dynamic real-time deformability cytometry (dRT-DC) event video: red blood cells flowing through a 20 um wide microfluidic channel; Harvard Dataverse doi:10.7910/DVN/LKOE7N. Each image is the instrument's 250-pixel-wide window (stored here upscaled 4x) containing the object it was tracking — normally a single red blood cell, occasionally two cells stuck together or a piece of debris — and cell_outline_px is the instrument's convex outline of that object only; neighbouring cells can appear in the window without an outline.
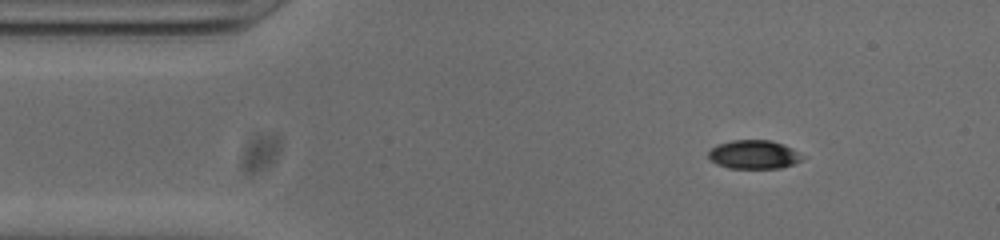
{"species": "common noctule bat (a hibernating species)", "species_latin": "Nyctalus noctula", "temperature_condition": "cold", "stored_images_in_passage": 47, "camera_frame_rate_fps": 3000, "um_per_image_px": 0.085, "animal": {"sex": "male", "body_mass_g": 20.0, "forearm_length_mm": 53.3}, "frame": {"image": 1, "passage_image": 1, "time_ms": 0.0, "image_size_px": [1000, 240], "cell_outline_px": [[808, 156], [792, 164], [780, 168], [728, 168], [716, 164], [708, 156], [708, 152], [716, 144], [732, 140], [772, 140], [784, 144]], "centroid_in_image_um": [64.1, 13.12], "position_along_channel_um": 20.9, "area_um2": 15.9}}
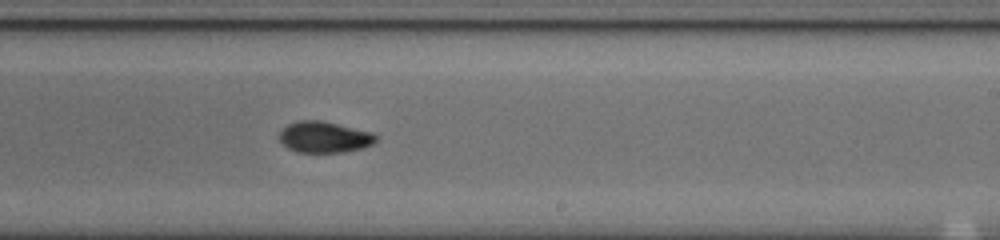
{"frame": {"image": 2, "passage_image": 25, "time_ms": 8.0, "image_size_px": [1000, 240], "cell_outline_px": [[376, 140], [372, 144], [360, 148], [344, 152], [296, 152], [288, 148], [280, 140], [280, 132], [288, 124], [300, 120], [320, 120], [372, 132], [376, 136]], "centroid_in_image_um": [27.55, 11.65], "position_along_channel_um": 261.4, "area_um2": 17.28}}
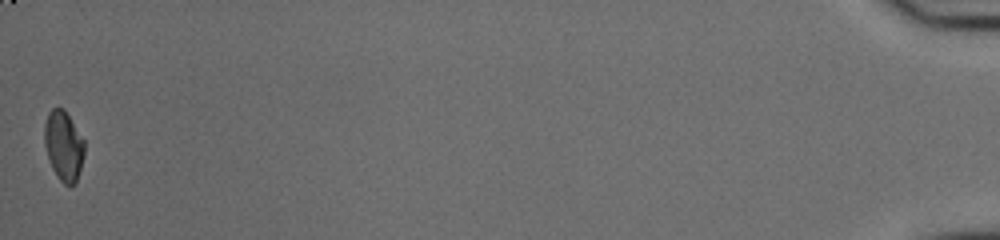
{"frame": {"image": 3, "passage_image": 47, "time_ms": 15.333, "image_size_px": [1000, 240], "cell_outline_px": [[84, 156], [76, 184], [68, 188], [60, 180], [52, 168], [44, 144], [44, 124], [48, 112], [52, 108], [64, 108], [84, 140]], "centroid_in_image_um": [5.41, 12.41], "position_along_channel_um": 429.8, "area_um2": 16.42}, "authors_computed_cell_mechanics": {"area_um2": 17.1666, "velocity_mm_per_s": 3.8042, "shape_relaxation_time_tau1_ms": 3.9375, "shape_relaxation_time_tau2_ms": 4.5111, "deformation_change_tau1": 0.1172, "deformation_change_tau2": 0.0735}}